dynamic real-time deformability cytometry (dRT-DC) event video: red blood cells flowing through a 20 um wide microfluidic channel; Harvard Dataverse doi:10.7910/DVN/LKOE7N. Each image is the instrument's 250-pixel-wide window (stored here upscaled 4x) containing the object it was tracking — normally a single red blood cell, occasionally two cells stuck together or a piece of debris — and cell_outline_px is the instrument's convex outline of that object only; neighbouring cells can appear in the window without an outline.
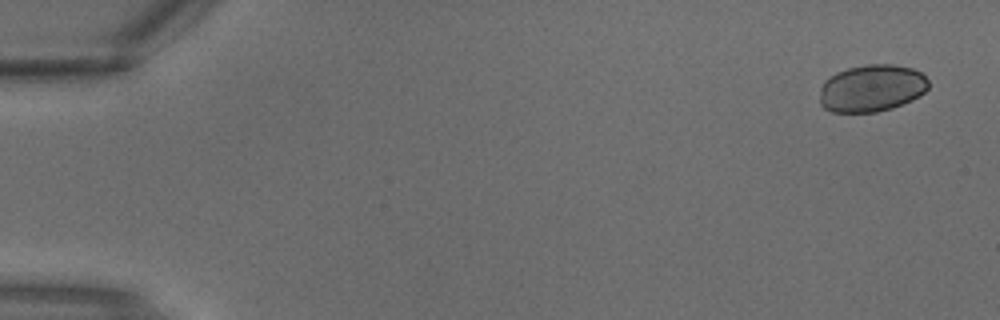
{"species": "common noctule bat (a hibernating species)", "species_latin": "Nyctalus noctula", "temperature_condition": "warm", "stored_images_in_passage": 3, "camera_frame_rate_fps": 3000, "um_per_image_px": 0.085, "animal": {"sex": "male", "body_mass_g": 18.8}, "frame": {"image": 1, "passage_image": 1, "time_ms": 0.0, "image_size_px": [1000, 320], "cell_outline_px": [[928, 88], [920, 96], [912, 100], [892, 108], [876, 112], [832, 112], [824, 108], [820, 104], [820, 88], [824, 80], [828, 76], [836, 72], [848, 68], [868, 64], [892, 64], [912, 68], [920, 72], [928, 80]], "centroid_in_image_um": [74.07, 7.5], "position_along_channel_um": 10.9, "area_um2": 30.11}}
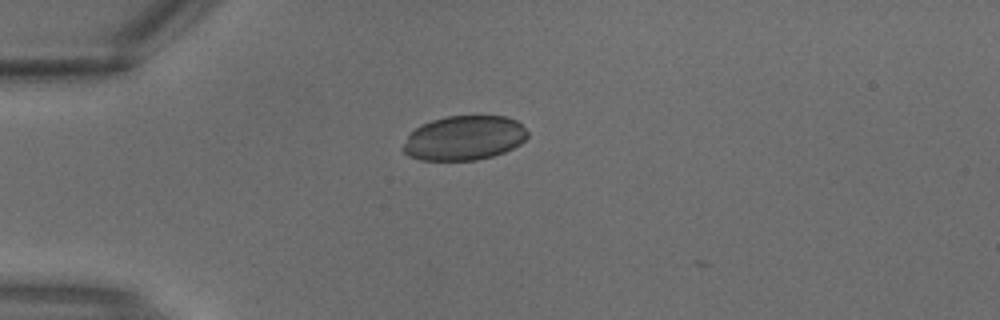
{"frame": {"image": 2, "passage_image": 3, "time_ms": 0.667, "image_size_px": [1000, 320], "cell_outline_px": [[528, 136], [520, 144], [504, 152], [492, 156], [476, 160], [420, 160], [408, 156], [400, 148], [408, 136], [420, 124], [444, 116], [504, 116], [516, 120], [528, 132]], "centroid_in_image_um": [39.42, 11.73], "position_along_channel_um": 45.6, "area_um2": 32.31}}